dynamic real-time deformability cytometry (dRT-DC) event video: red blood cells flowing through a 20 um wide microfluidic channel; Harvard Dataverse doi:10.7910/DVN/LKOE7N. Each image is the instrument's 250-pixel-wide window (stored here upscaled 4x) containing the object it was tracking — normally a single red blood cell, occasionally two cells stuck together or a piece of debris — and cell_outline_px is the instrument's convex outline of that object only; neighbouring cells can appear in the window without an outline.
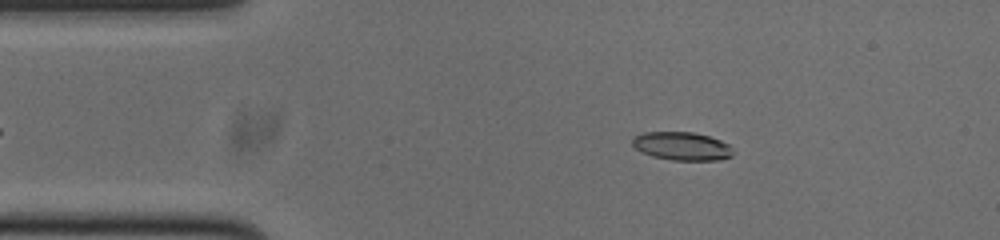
{"species": "common noctule bat (a hibernating species)", "species_latin": "Nyctalus noctula", "temperature_condition": "cold", "stored_images_in_passage": 43, "camera_frame_rate_fps": 3000, "um_per_image_px": 0.085, "animal": {"sex": "male", "body_mass_g": 20.0, "forearm_length_mm": 53.3}, "frame": {"image": 1, "passage_image": 6, "time_ms": 1.667, "image_size_px": [1000, 240], "cell_outline_px": [[732, 156], [720, 160], [672, 160], [652, 156], [636, 148], [632, 144], [632, 140], [636, 136], [644, 132], [692, 132], [708, 136], [720, 140], [728, 144], [732, 152]], "centroid_in_image_um": [57.97, 12.42], "position_along_channel_um": 27.0, "area_um2": 16.36}}
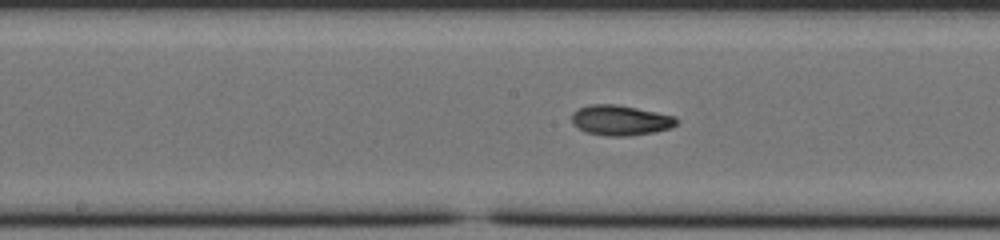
{"frame": {"image": 2, "passage_image": 23, "time_ms": 7.333, "image_size_px": [1000, 240], "cell_outline_px": [[680, 120], [676, 124], [668, 128], [652, 132], [628, 136], [608, 136], [588, 132], [580, 128], [572, 120], [572, 112], [588, 104], [616, 104], [676, 116]], "centroid_in_image_um": [52.76, 10.21], "position_along_channel_um": 195.4, "area_um2": 18.15}}
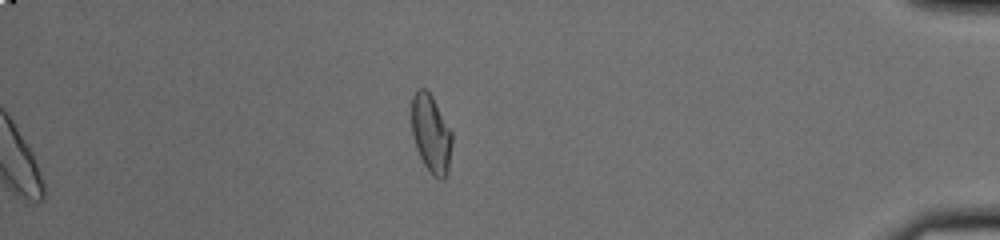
{"frame": {"image": 3, "passage_image": 43, "time_ms": 14.0, "image_size_px": [1000, 240], "cell_outline_px": [[452, 144], [448, 172], [444, 180], [440, 180], [432, 176], [424, 164], [416, 148], [412, 136], [412, 96], [416, 88], [424, 88], [432, 96], [452, 132]], "centroid_in_image_um": [36.64, 11.39], "position_along_channel_um": 398.6, "area_um2": 18.55}, "authors_computed_cell_mechanics": {"area_um2": 17.918, "velocity_mm_per_s": 3.7719, "shape_relaxation_time_tau1_ms": 5.9514, "shape_relaxation_time_tau2_ms": 3.5128, "deformation_change_tau1": 0.1941, "deformation_change_tau2": 0.0626}}